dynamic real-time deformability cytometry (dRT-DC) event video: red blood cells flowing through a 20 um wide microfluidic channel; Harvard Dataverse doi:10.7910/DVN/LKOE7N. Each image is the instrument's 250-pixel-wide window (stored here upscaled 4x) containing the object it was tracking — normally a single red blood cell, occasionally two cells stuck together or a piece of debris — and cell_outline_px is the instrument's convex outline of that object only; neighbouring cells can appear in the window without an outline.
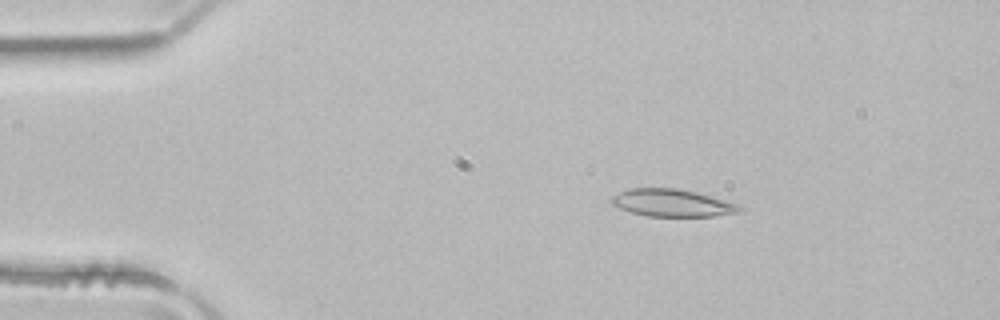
{"species": "common noctule bat (a hibernating species)", "species_latin": "Nyctalus noctula", "temperature_condition": "room temperature", "stored_images_in_passage": 46, "camera_frame_rate_fps": 3000, "um_per_image_px": 0.085, "animal": {"sex": "male", "body_mass_g": 21.5, "forearm_length_mm": 52.0}, "frame": {"image": 1, "passage_image": 4, "time_ms": 1.0, "image_size_px": [1000, 320], "cell_outline_px": [[744, 208], [740, 212], [716, 216], [648, 216], [632, 212], [620, 208], [612, 204], [608, 200], [612, 196], [628, 188], [676, 188], [696, 192], [724, 200], [736, 204]], "centroid_in_image_um": [57.11, 17.24], "position_along_channel_um": 27.9, "area_um2": 20.35}}
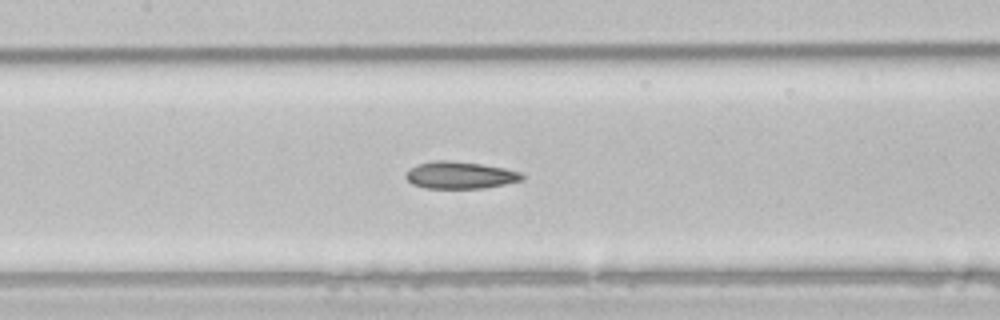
{"frame": {"image": 2, "passage_image": 19, "time_ms": 6.0, "image_size_px": [1000, 320], "cell_outline_px": [[524, 180], [484, 188], [424, 188], [412, 184], [404, 176], [408, 168], [416, 164], [436, 160], [448, 160], [480, 164], [504, 168], [520, 172], [524, 176]], "centroid_in_image_um": [39.06, 14.89], "position_along_channel_um": 168.3, "area_um2": 18.44}}
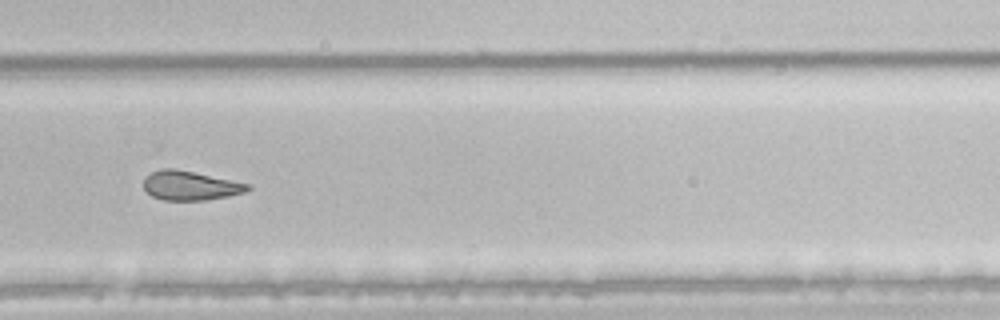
{"frame": {"image": 3, "passage_image": 30, "time_ms": 9.667, "image_size_px": [1000, 320], "cell_outline_px": [[252, 188], [244, 192], [228, 196], [204, 200], [164, 200], [152, 196], [144, 188], [144, 176], [160, 168], [172, 168], [252, 184]], "centroid_in_image_um": [16.17, 15.77], "position_along_channel_um": 313.6, "area_um2": 17.63}, "authors_computed_cell_mechanics": {"area_um2": 19.941, "velocity_mm_per_s": 3.9819, "shape_relaxation_time_tau1_ms": null, "shape_relaxation_time_tau2_ms": 6.3856, "deformation_change_tau1": null, "deformation_change_tau2": 0.1481}}